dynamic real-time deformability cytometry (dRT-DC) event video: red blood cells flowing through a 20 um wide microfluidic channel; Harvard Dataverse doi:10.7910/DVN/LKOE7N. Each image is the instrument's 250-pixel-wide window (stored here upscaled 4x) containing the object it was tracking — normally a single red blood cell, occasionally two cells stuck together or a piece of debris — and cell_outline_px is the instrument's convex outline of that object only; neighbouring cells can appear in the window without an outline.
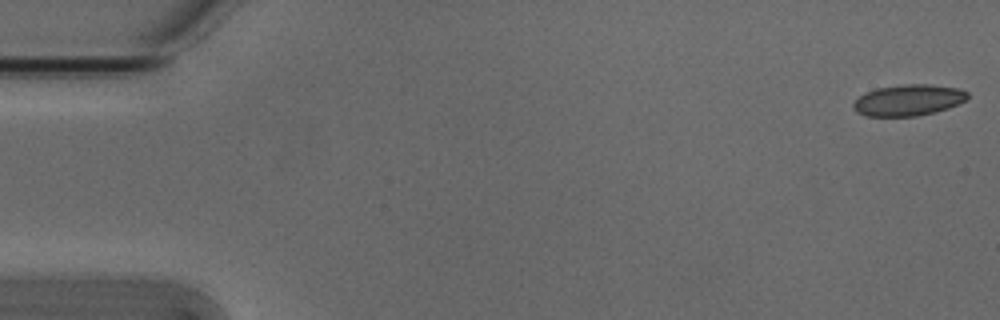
{"species": "Egyptian fruit bat (a non-hibernating species)", "species_latin": "Rousettus aegyptiacus", "temperature_condition": "cold", "stored_images_in_passage": 54, "camera_frame_rate_fps": 3000, "um_per_image_px": 0.085, "animal": {"sex": "male"}, "frame": {"image": 1, "passage_image": 1, "time_ms": 0.0, "image_size_px": [1000, 320], "cell_outline_px": [[968, 96], [960, 104], [936, 112], [916, 116], [864, 116], [856, 112], [852, 108], [852, 104], [860, 96], [876, 88], [904, 84], [928, 84], [956, 88], [968, 92]], "centroid_in_image_um": [77.2, 8.52], "position_along_channel_um": 7.8, "area_um2": 20.75}}
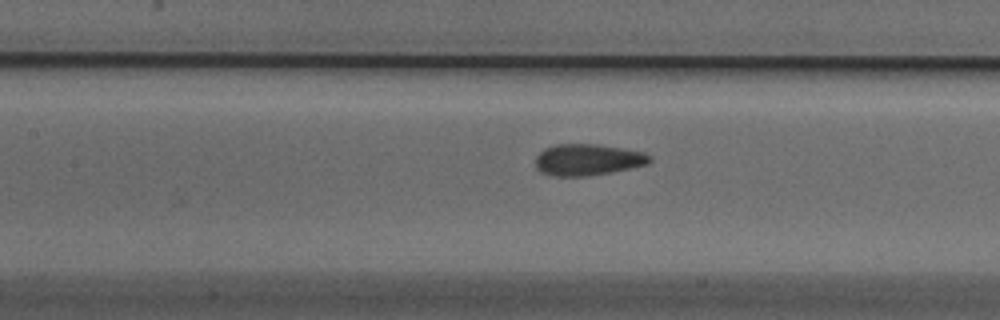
{"frame": {"image": 2, "passage_image": 24, "time_ms": 7.667, "image_size_px": [1000, 320], "cell_outline_px": [[652, 160], [648, 164], [612, 172], [588, 176], [552, 176], [540, 172], [536, 168], [536, 156], [544, 148], [556, 144], [596, 144], [644, 152], [652, 156]], "centroid_in_image_um": [49.95, 13.58], "position_along_channel_um": 157.5, "area_um2": 21.04}}
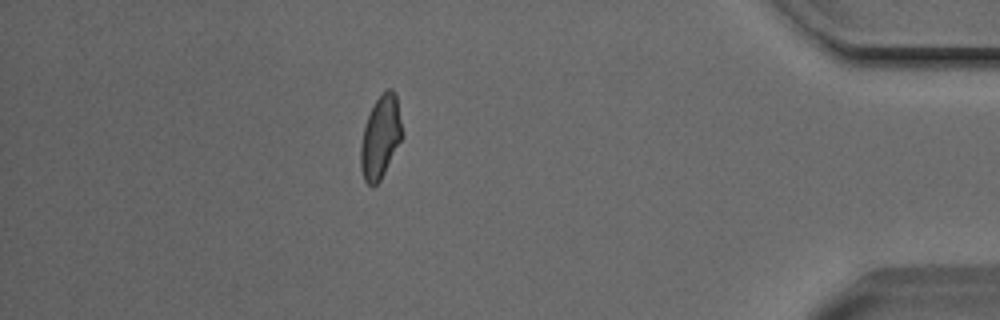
{"frame": {"image": 3, "passage_image": 47, "time_ms": 15.333, "image_size_px": [1000, 320], "cell_outline_px": [[404, 136], [380, 180], [372, 188], [364, 180], [360, 164], [360, 148], [364, 128], [368, 116], [376, 100], [388, 88], [392, 88], [396, 92]], "centroid_in_image_um": [32.37, 11.65], "position_along_channel_um": 402.8, "area_um2": 20.0}, "authors_computed_cell_mechanics": {"area_um2": 20.6924, "velocity_mm_per_s": 3.8114, "shape_relaxation_time_tau1_ms": null, "shape_relaxation_time_tau2_ms": 1.1072, "deformation_change_tau1": null, "deformation_change_tau2": 0.0638}}